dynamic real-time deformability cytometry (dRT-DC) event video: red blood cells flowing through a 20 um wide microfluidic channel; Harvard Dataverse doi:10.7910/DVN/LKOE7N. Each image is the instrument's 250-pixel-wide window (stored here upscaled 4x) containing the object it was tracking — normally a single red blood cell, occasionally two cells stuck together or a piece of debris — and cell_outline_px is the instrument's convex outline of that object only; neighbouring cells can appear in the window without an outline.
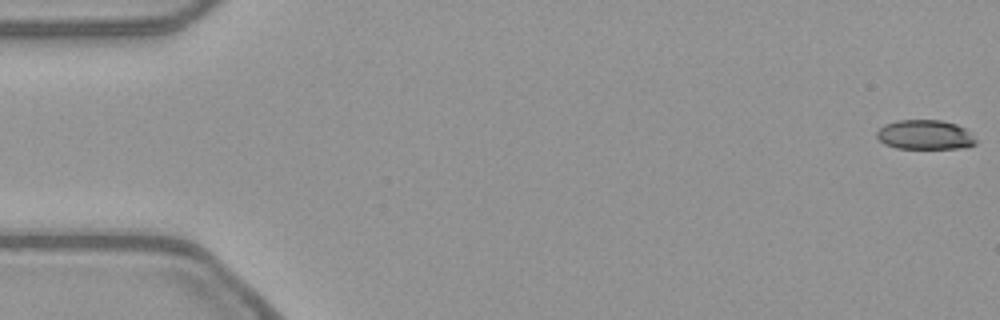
{"species": "common noctule bat (a hibernating species)", "species_latin": "Nyctalus noctula", "temperature_condition": "warm", "stored_images_in_passage": 8, "camera_frame_rate_fps": 3000, "um_per_image_px": 0.085, "animal": {"sex": "female", "body_mass_g": 21.9}, "frame": {"image": 1, "passage_image": 1, "time_ms": 0.0, "image_size_px": [1000, 320], "cell_outline_px": [[976, 144], [964, 148], [896, 148], [884, 144], [876, 136], [876, 132], [884, 124], [896, 120], [940, 120], [956, 124], [964, 128], [976, 140]], "centroid_in_image_um": [78.59, 11.45], "position_along_channel_um": 6.4, "area_um2": 16.99}}